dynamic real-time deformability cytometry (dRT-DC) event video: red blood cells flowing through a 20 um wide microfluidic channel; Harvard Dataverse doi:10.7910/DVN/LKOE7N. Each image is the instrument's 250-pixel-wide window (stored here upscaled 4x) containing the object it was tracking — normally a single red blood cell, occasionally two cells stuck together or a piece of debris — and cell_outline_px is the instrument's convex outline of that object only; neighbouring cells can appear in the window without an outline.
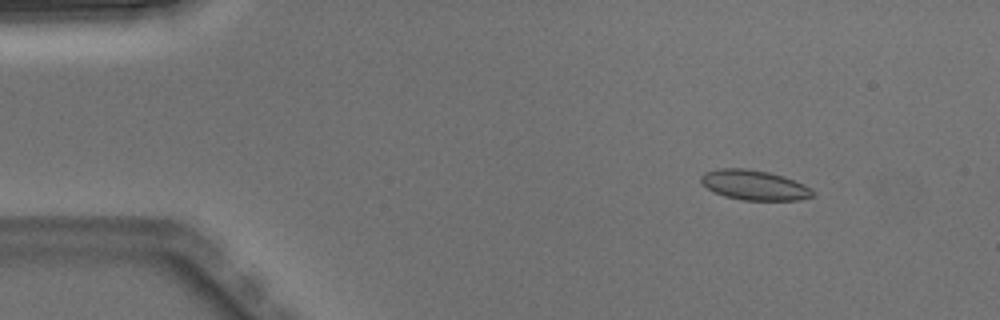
{"species": "Egyptian fruit bat (a non-hibernating species)", "species_latin": "Rousettus aegyptiacus", "temperature_condition": "warm", "stored_images_in_passage": 4, "camera_frame_rate_fps": 3000, "um_per_image_px": 0.085, "animal": {"sex": "male"}, "frame": {"image": 1, "passage_image": 2, "time_ms": 0.333, "image_size_px": [1000, 320], "cell_outline_px": [[816, 192], [812, 196], [800, 200], [744, 200], [724, 196], [708, 188], [700, 180], [700, 176], [704, 172], [716, 168], [744, 168], [768, 172], [784, 176], [804, 184], [812, 188]], "centroid_in_image_um": [64.14, 15.72], "position_along_channel_um": 20.9, "area_um2": 19.54}}